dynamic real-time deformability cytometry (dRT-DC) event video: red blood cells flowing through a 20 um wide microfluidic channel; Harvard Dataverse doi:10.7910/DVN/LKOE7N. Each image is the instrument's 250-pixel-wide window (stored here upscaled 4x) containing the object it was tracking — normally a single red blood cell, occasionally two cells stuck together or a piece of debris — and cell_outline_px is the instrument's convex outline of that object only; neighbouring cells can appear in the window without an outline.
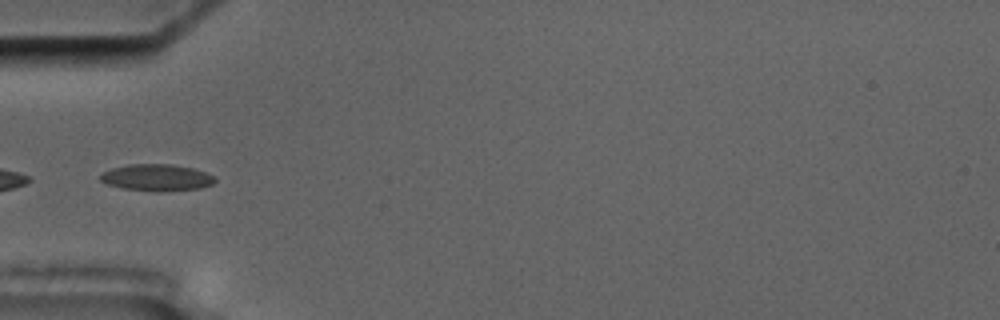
{"species": "common noctule bat (a hibernating species)", "species_latin": "Nyctalus noctula", "temperature_condition": "cold", "stored_images_in_passage": 5, "camera_frame_rate_fps": 3000, "um_per_image_px": 0.085, "animal": {"sex": "male", "body_mass_g": 17.5, "forearm_length_mm": 52.3}, "frame": {"image": 1, "passage_image": 3, "time_ms": 5.333, "image_size_px": [1000, 320], "cell_outline_px": [[216, 180], [212, 184], [200, 188], [160, 192], [156, 192], [120, 188], [108, 184], [100, 180], [100, 176], [104, 172], [112, 168], [128, 164], [172, 164], [192, 168], [216, 176]], "centroid_in_image_um": [13.33, 15.1], "position_along_channel_um": 71.7, "area_um2": 17.92}}